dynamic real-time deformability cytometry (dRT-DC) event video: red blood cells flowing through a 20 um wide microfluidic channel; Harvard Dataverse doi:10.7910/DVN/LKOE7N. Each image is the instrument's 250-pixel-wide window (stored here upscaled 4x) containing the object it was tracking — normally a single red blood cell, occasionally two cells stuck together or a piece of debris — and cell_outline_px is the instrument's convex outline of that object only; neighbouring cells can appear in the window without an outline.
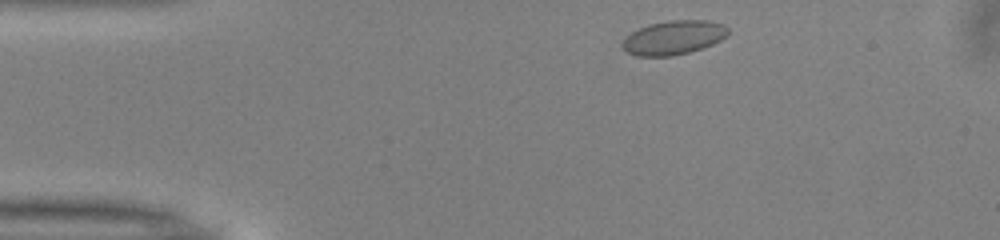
{"species": "common noctule bat (a hibernating species)", "species_latin": "Nyctalus noctula", "temperature_condition": "warm", "stored_images_in_passage": 33, "camera_frame_rate_fps": 3000, "um_per_image_px": 0.085, "animal": {"sex": "male", "body_mass_g": 13.0, "forearm_length_mm": 53.1}, "frame": {"image": 1, "passage_image": 2, "time_ms": 0.333, "image_size_px": [1000, 240], "cell_outline_px": [[728, 32], [720, 40], [712, 44], [688, 52], [672, 56], [636, 56], [624, 52], [620, 44], [632, 32], [648, 24], [668, 20], [708, 20], [724, 24], [728, 28]], "centroid_in_image_um": [57.22, 3.19], "position_along_channel_um": 27.8, "area_um2": 20.92}}
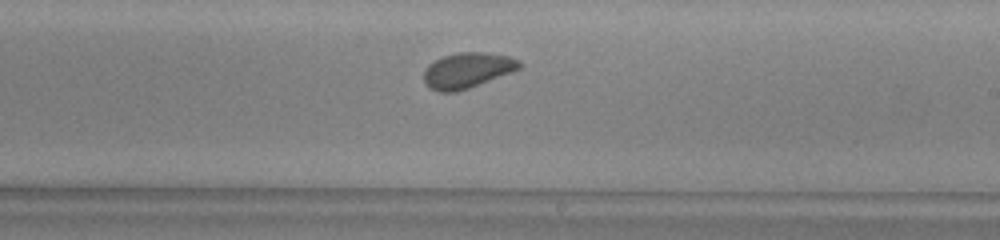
{"frame": {"image": 2, "passage_image": 23, "time_ms": 7.333, "image_size_px": [1000, 240], "cell_outline_px": [[524, 64], [520, 68], [512, 72], [468, 88], [456, 92], [436, 92], [428, 88], [424, 84], [424, 68], [428, 64], [444, 56], [460, 52], [484, 52], [512, 56], [520, 60]], "centroid_in_image_um": [39.72, 5.98], "position_along_channel_um": 249.3, "area_um2": 20.0}}
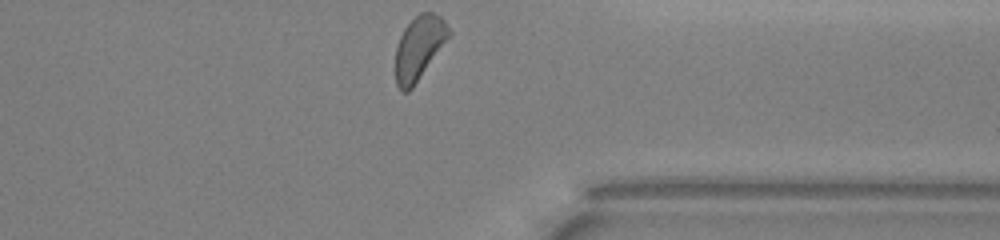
{"frame": {"image": 3, "passage_image": 33, "time_ms": 10.667, "image_size_px": [1000, 240], "cell_outline_px": [[452, 36], [412, 88], [408, 92], [400, 92], [396, 84], [396, 48], [400, 36], [404, 28], [420, 12], [432, 12], [440, 16], [444, 20], [452, 32]], "centroid_in_image_um": [35.65, 4.07], "position_along_channel_um": 375.7, "area_um2": 20.06}}